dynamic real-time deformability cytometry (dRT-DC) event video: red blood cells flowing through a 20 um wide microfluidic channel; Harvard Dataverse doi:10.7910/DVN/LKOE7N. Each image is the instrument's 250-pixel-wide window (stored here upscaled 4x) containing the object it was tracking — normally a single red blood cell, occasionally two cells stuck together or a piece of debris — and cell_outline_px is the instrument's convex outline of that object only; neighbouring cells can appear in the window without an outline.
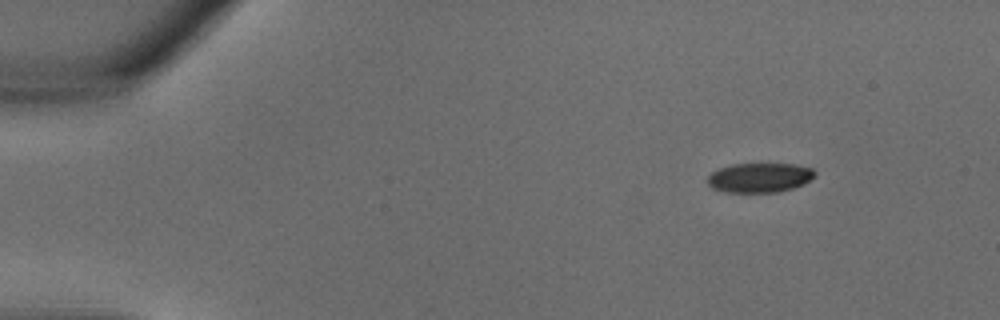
{"species": "common noctule bat (a hibernating species)", "species_latin": "Nyctalus noctula", "temperature_condition": "warm", "stored_images_in_passage": 31, "camera_frame_rate_fps": 3000, "um_per_image_px": 0.085, "animal": {"sex": "male", "body_mass_g": 18.8}, "frame": {"image": 1, "passage_image": 1, "time_ms": 0.0, "image_size_px": [1000, 320], "cell_outline_px": [[816, 172], [804, 184], [792, 188], [776, 192], [724, 192], [712, 188], [708, 184], [708, 176], [712, 172], [720, 168], [732, 164], [796, 164], [812, 168]], "centroid_in_image_um": [64.54, 15.1], "position_along_channel_um": 20.5, "area_um2": 18.32}}
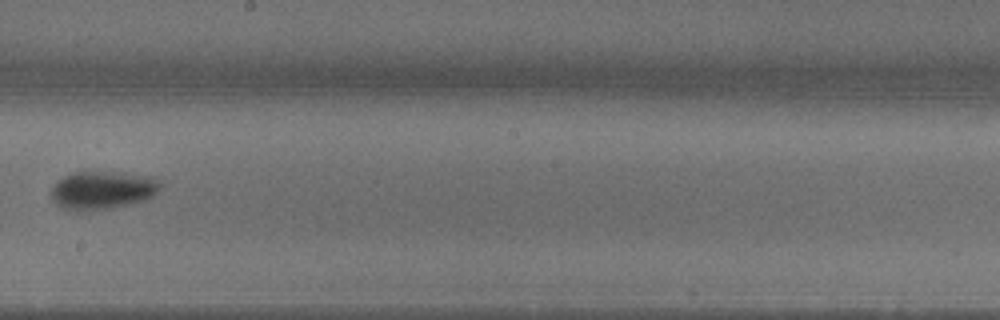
{"frame": {"image": 2, "passage_image": 17, "time_ms": 5.333, "image_size_px": [1000, 320], "cell_outline_px": [[160, 188], [152, 196], [144, 200], [128, 204], [108, 208], [68, 212], [56, 204], [52, 196], [52, 188], [64, 176], [72, 172], [124, 172], [152, 176], [160, 180]], "centroid_in_image_um": [8.72, 16.15], "position_along_channel_um": 239.5, "area_um2": 24.22}}
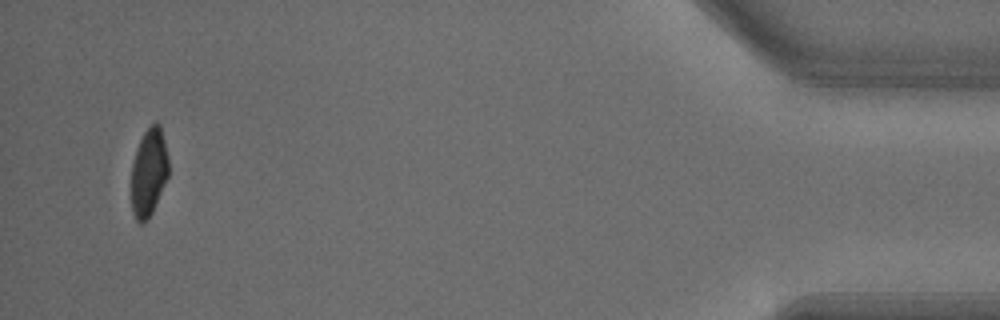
{"frame": {"image": 3, "passage_image": 30, "time_ms": 9.667, "image_size_px": [1000, 320], "cell_outline_px": [[168, 176], [152, 212], [148, 220], [144, 224], [140, 224], [136, 220], [132, 212], [132, 164], [136, 148], [144, 132], [156, 120], [160, 124], [168, 156]], "centroid_in_image_um": [12.65, 14.65], "position_along_channel_um": 422.6, "area_um2": 19.07}}